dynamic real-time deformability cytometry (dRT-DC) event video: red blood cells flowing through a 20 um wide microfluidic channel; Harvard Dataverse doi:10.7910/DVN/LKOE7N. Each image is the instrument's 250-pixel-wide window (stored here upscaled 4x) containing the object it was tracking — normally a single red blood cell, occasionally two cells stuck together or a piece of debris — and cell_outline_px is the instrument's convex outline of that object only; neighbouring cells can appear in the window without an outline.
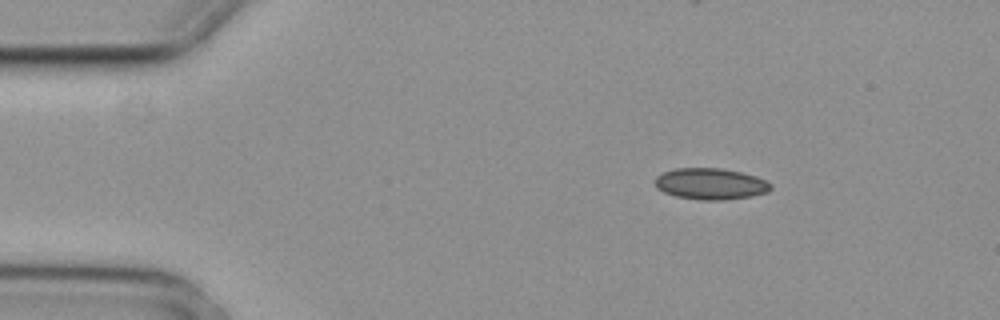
{"species": "common noctule bat (a hibernating species)", "species_latin": "Nyctalus noctula", "temperature_condition": "cold", "stored_images_in_passage": 3, "camera_frame_rate_fps": 3000, "um_per_image_px": 0.085, "animal": {"sex": "female", "body_mass_g": 29.2, "forearm_length_mm": 56.3}, "frame": {"image": 1, "passage_image": 1, "time_ms": 0.0, "image_size_px": [1000, 320], "cell_outline_px": [[772, 188], [768, 192], [752, 196], [724, 200], [700, 200], [676, 196], [664, 192], [656, 188], [656, 176], [664, 172], [676, 168], [720, 168], [740, 172], [756, 176], [772, 184]], "centroid_in_image_um": [60.41, 15.63], "position_along_channel_um": 24.6, "area_um2": 21.1}}